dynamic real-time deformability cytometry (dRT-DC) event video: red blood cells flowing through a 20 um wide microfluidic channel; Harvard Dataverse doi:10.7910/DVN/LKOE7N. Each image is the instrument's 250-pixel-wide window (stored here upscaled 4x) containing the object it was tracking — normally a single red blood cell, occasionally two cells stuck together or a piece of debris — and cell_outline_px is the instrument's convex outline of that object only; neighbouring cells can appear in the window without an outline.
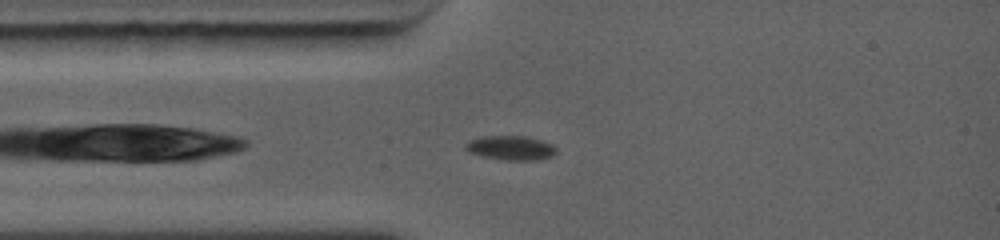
{"species": "common noctule bat (a hibernating species)", "species_latin": "Nyctalus noctula", "temperature_condition": "warm", "stored_images_in_passage": 15, "camera_frame_rate_fps": 5000, "um_per_image_px": 0.085, "animal": {"sex": "female", "body_mass_g": 19.0, "forearm_length_mm": 56.7}, "frame": {"image": 1, "passage_image": 7, "time_ms": 1.0, "image_size_px": [1000, 240], "cell_outline_px": [[552, 152], [548, 156], [536, 160], [508, 160], [484, 156], [472, 152], [464, 144], [472, 140], [484, 136], [524, 136], [540, 140], [548, 144], [552, 148]], "centroid_in_image_um": [43.35, 12.56], "position_along_channel_um": 41.6, "area_um2": 11.96}}
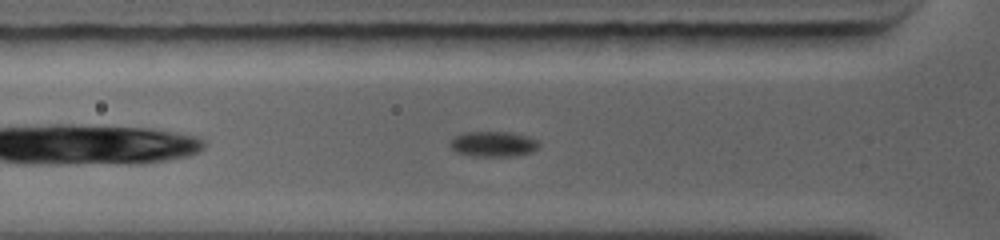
{"frame": {"image": 2, "passage_image": 12, "time_ms": 2.0, "image_size_px": [1000, 240], "cell_outline_px": [[540, 144], [532, 152], [516, 156], [472, 156], [456, 152], [452, 148], [452, 140], [456, 136], [464, 132], [508, 132], [524, 136], [536, 140]], "centroid_in_image_um": [41.93, 12.25], "position_along_channel_um": 83.9, "area_um2": 12.83}}